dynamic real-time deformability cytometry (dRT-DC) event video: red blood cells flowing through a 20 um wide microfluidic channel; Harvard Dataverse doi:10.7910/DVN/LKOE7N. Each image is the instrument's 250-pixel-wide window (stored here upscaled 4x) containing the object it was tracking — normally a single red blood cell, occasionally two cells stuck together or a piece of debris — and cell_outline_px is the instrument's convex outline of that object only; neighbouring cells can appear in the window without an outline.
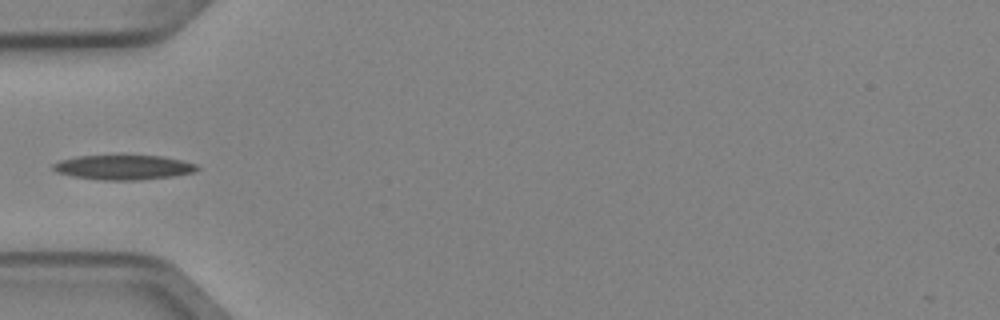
{"species": "Egyptian fruit bat (a non-hibernating species)", "species_latin": "Rousettus aegyptiacus", "temperature_condition": "cold", "stored_images_in_passage": 5, "camera_frame_rate_fps": 3000, "um_per_image_px": 0.085, "animal": {"sex": "female"}, "frame": {"image": 1, "passage_image": 4, "time_ms": 1.0, "image_size_px": [1000, 320], "cell_outline_px": [[200, 168], [192, 172], [172, 176], [140, 180], [100, 180], [72, 176], [56, 172], [52, 168], [52, 164], [60, 160], [76, 156], [164, 156], [184, 160], [196, 164]], "centroid_in_image_um": [10.48, 14.22], "position_along_channel_um": 74.5, "area_um2": 20.69}}
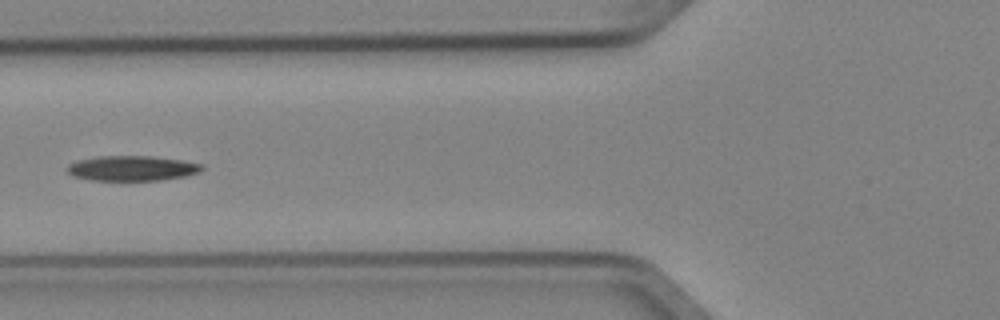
{"frame": {"image": 2, "passage_image": 5, "time_ms": 1.333, "image_size_px": [1000, 320], "cell_outline_px": [[204, 168], [200, 172], [184, 176], [160, 180], [92, 180], [72, 176], [64, 168], [68, 164], [76, 160], [96, 156], [152, 156], [180, 160], [204, 164]], "centroid_in_image_um": [11.18, 14.29], "position_along_channel_um": 114.6, "area_um2": 19.83}}